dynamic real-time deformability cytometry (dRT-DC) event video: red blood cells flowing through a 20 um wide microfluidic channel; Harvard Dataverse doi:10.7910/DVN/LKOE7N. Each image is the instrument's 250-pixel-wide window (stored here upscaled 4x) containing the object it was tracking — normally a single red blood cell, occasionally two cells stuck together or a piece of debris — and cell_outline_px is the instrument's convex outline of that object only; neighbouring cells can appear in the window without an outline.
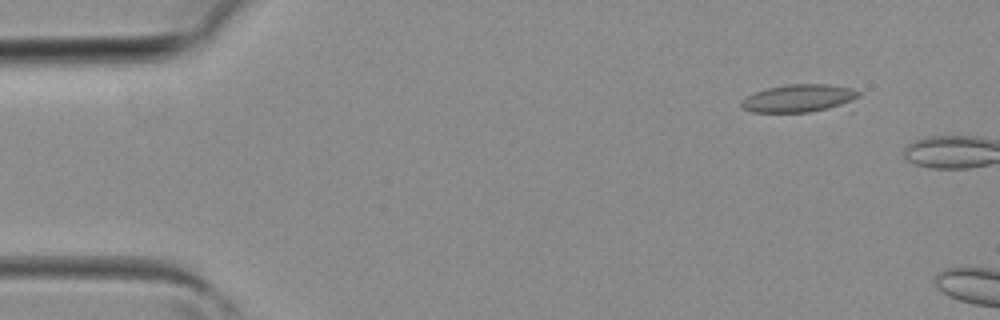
{"species": "common noctule bat (a hibernating species)", "species_latin": "Nyctalus noctula", "temperature_condition": "room temperature", "stored_images_in_passage": 2, "camera_frame_rate_fps": 3000, "um_per_image_px": 0.085, "animal": {"sex": "female", "body_mass_g": 19.3, "forearm_length_mm": 54.1}, "frame": {"image": 1, "passage_image": 1, "time_ms": 0.0, "image_size_px": [1000, 320], "cell_outline_px": [[860, 96], [852, 112], [752, 112], [744, 108], [740, 104], [740, 100], [756, 92], [768, 88], [788, 84], [828, 84], [852, 88], [860, 92]], "centroid_in_image_um": [68.23, 8.42], "position_along_channel_um": 16.8, "area_um2": 20.63}}